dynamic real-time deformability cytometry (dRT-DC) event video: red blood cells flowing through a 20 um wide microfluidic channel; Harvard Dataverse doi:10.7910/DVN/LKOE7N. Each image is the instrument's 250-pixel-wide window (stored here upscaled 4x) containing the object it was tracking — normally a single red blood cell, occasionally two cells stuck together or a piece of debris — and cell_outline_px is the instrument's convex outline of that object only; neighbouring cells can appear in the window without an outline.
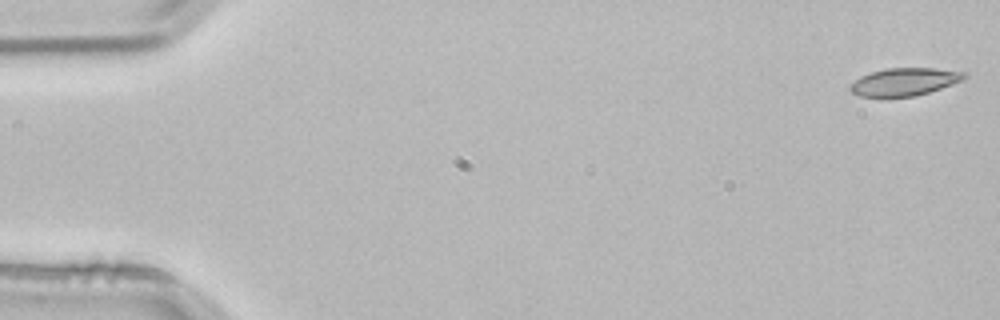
{"species": "common noctule bat (a hibernating species)", "species_latin": "Nyctalus noctula", "temperature_condition": "room temperature", "stored_images_in_passage": 18, "camera_frame_rate_fps": 3000, "um_per_image_px": 0.085, "animal": {"sex": "male", "body_mass_g": 21.5, "forearm_length_mm": 52.0}, "frame": {"image": 1, "passage_image": 1, "time_ms": 0.0, "image_size_px": [1000, 320], "cell_outline_px": [[968, 76], [964, 80], [916, 96], [860, 96], [852, 92], [848, 88], [848, 84], [860, 76], [872, 72], [888, 68], [932, 68], [968, 72]], "centroid_in_image_um": [76.89, 6.94], "position_along_channel_um": 8.1, "area_um2": 18.38}}
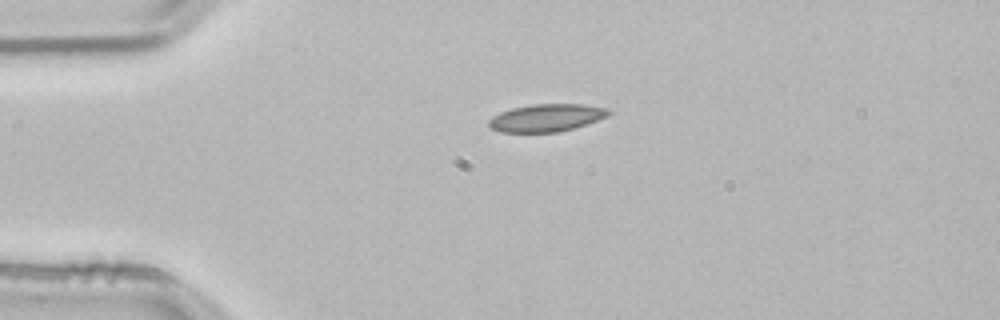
{"frame": {"image": 2, "passage_image": 12, "time_ms": 3.667, "image_size_px": [1000, 320], "cell_outline_px": [[612, 112], [608, 116], [576, 128], [556, 132], [500, 132], [488, 128], [488, 120], [492, 116], [500, 112], [512, 108], [532, 104], [584, 104], [608, 108]], "centroid_in_image_um": [46.44, 10.01], "position_along_channel_um": 38.6, "area_um2": 19.48}}